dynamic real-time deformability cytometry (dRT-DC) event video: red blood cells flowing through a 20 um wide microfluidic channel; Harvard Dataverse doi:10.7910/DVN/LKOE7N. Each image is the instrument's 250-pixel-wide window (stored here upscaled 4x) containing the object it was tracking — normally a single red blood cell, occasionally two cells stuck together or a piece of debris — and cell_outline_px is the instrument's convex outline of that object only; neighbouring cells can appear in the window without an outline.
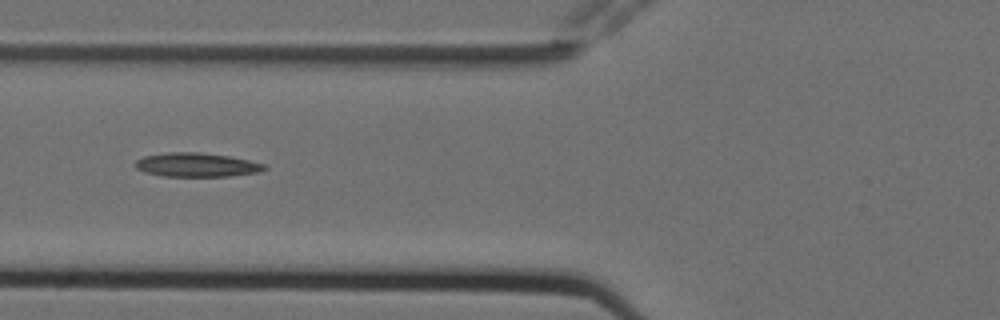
{"species": "Egyptian fruit bat (a non-hibernating species)", "species_latin": "Rousettus aegyptiacus", "temperature_condition": "cold", "stored_images_in_passage": 7, "camera_frame_rate_fps": 3000, "um_per_image_px": 0.085, "animal": {"sex": "female"}, "frame": {"image": 1, "passage_image": 7, "time_ms": 2.0, "image_size_px": [1000, 320], "cell_outline_px": [[268, 168], [260, 172], [228, 176], [164, 176], [144, 172], [136, 168], [132, 164], [136, 160], [144, 156], [168, 152], [200, 152], [232, 156], [264, 164]], "centroid_in_image_um": [16.7, 14.0], "position_along_channel_um": 109.1, "area_um2": 18.15}}